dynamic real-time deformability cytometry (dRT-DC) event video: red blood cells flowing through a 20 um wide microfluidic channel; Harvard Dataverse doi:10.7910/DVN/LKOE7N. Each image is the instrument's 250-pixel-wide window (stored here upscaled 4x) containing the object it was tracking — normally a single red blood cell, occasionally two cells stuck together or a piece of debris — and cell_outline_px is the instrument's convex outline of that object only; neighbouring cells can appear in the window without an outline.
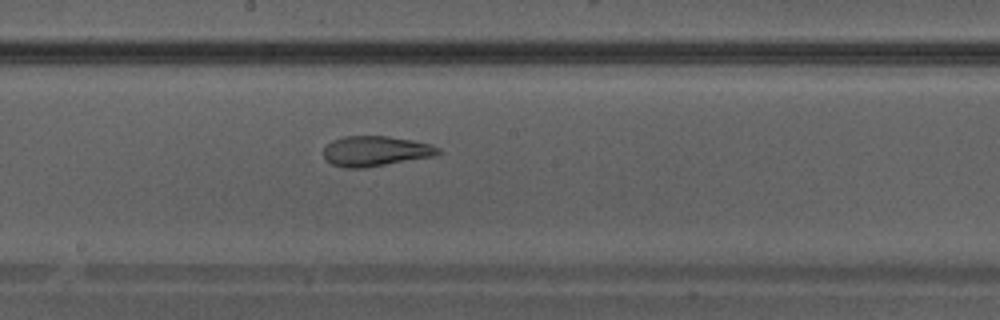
{"species": "Egyptian fruit bat (a non-hibernating species)", "species_latin": "Rousettus aegyptiacus", "temperature_condition": "warm", "stored_images_in_passage": 25, "camera_frame_rate_fps": 3000, "um_per_image_px": 0.085, "animal": {"sex": "male"}, "frame": {"image": 1, "passage_image": 14, "time_ms": 4.333, "image_size_px": [1000, 320], "cell_outline_px": [[440, 152], [436, 156], [364, 168], [344, 168], [332, 164], [324, 160], [324, 148], [332, 140], [344, 136], [388, 136], [412, 140], [432, 144], [440, 148]], "centroid_in_image_um": [31.92, 12.85], "position_along_channel_um": 216.3, "area_um2": 20.35}}